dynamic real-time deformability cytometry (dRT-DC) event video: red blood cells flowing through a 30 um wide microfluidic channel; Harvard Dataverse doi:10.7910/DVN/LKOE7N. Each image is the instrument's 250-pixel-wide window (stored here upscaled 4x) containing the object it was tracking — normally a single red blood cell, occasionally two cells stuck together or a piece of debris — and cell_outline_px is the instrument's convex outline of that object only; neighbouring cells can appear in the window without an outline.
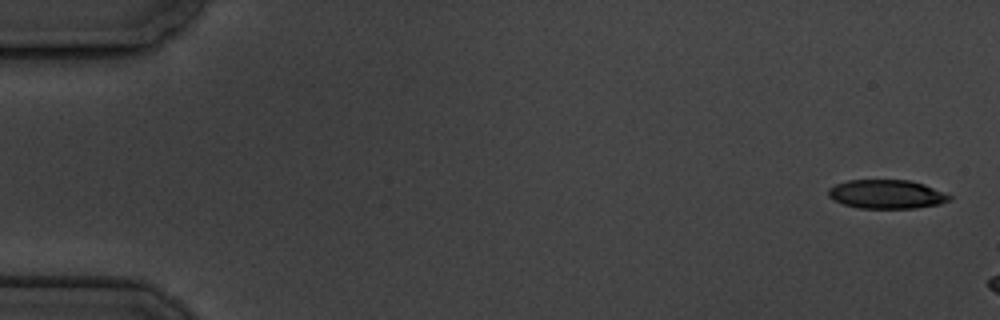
{"species": "common noctule bat (a hibernating species)", "species_latin": "Nyctalus noctula", "temperature_condition": "cold", "stored_images_in_passage": 3, "camera_frame_rate_fps": 3000, "um_per_image_px": 0.085, "animal": {"sex": "male", "body_mass_g": 19.5, "forearm_length_mm": 54.6}, "frame": {"image": 1, "passage_image": 1, "time_ms": 0.0, "image_size_px": [1000, 320], "cell_outline_px": [[952, 200], [940, 204], [916, 208], [860, 208], [844, 204], [828, 196], [828, 188], [836, 184], [848, 180], [908, 180], [924, 184], [952, 196]], "centroid_in_image_um": [75.38, 16.51], "position_along_channel_um": 9.6, "area_um2": 20.29}}